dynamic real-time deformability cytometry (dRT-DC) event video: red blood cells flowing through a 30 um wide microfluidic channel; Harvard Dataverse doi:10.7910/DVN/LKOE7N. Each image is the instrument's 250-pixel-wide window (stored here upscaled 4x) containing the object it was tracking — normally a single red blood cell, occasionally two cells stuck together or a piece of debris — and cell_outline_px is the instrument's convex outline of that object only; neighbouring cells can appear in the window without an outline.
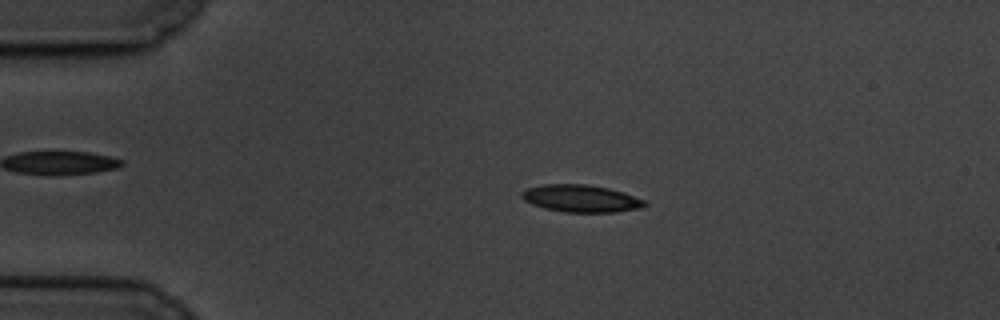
{"species": "common noctule bat (a hibernating species)", "species_latin": "Nyctalus noctula", "temperature_condition": "cold", "stored_images_in_passage": 59, "camera_frame_rate_fps": 3000, "um_per_image_px": 0.085, "animal": {"sex": "male", "body_mass_g": 19.5, "forearm_length_mm": 54.6}, "frame": {"image": 1, "passage_image": 12, "time_ms": 3.667, "image_size_px": [1000, 320], "cell_outline_px": [[648, 204], [640, 208], [616, 212], [564, 212], [544, 208], [532, 204], [524, 200], [520, 196], [520, 192], [528, 188], [544, 184], [588, 184], [608, 188], [624, 192], [644, 200]], "centroid_in_image_um": [49.37, 16.87], "position_along_channel_um": 35.6, "area_um2": 19.59}}
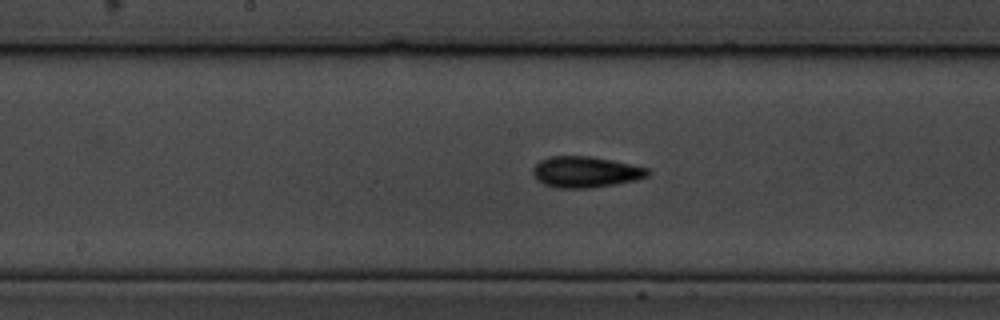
{"frame": {"image": 2, "passage_image": 30, "time_ms": 9.667, "image_size_px": [1000, 320], "cell_outline_px": [[652, 172], [648, 176], [636, 180], [616, 184], [592, 188], [556, 188], [544, 184], [532, 172], [532, 168], [540, 160], [548, 156], [592, 156], [612, 160], [648, 168]], "centroid_in_image_um": [49.8, 14.61], "position_along_channel_um": 198.4, "area_um2": 20.87}}
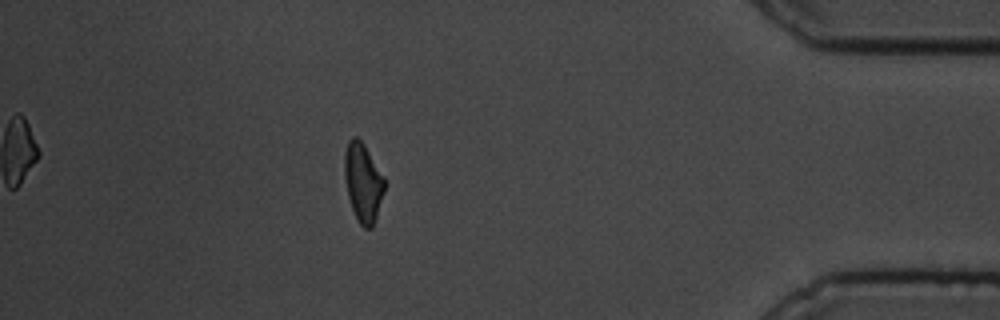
{"frame": {"image": 3, "passage_image": 52, "time_ms": 17.0, "image_size_px": [1000, 320], "cell_outline_px": [[384, 192], [372, 228], [364, 228], [360, 224], [352, 208], [348, 196], [344, 176], [344, 152], [348, 140], [352, 136], [356, 136], [364, 144], [384, 176]], "centroid_in_image_um": [30.84, 15.46], "position_along_channel_um": 404.4, "area_um2": 18.26}, "authors_computed_cell_mechanics": {"area_um2": 19.0162, "velocity_mm_per_s": 3.3771, "shape_relaxation_time_tau1_ms": 3.4888, "shape_relaxation_time_tau2_ms": 3.0688, "deformation_change_tau1": 0.133, "deformation_change_tau2": 0.1116}}